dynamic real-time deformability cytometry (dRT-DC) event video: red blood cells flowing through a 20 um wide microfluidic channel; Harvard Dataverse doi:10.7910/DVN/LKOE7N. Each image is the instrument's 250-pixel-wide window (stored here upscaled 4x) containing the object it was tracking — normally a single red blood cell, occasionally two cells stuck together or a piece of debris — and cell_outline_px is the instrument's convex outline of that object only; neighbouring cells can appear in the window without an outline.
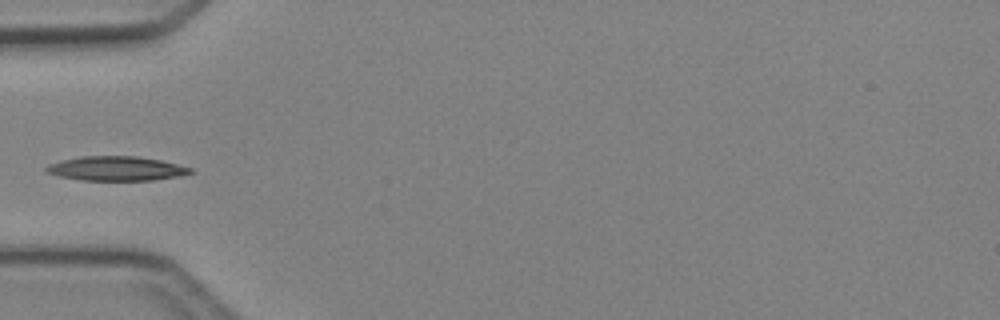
{"species": "Egyptian fruit bat (a non-hibernating species)", "species_latin": "Rousettus aegyptiacus", "temperature_condition": "cold", "stored_images_in_passage": 5, "camera_frame_rate_fps": 3000, "um_per_image_px": 0.085, "animal": {"sex": "female"}, "frame": {"image": 1, "passage_image": 4, "time_ms": 3.667, "image_size_px": [1000, 320], "cell_outline_px": [[196, 172], [180, 176], [152, 180], [80, 180], [60, 176], [44, 172], [44, 168], [48, 164], [60, 160], [80, 156], [136, 156], [160, 160], [192, 168]], "centroid_in_image_um": [9.86, 14.32], "position_along_channel_um": 75.1, "area_um2": 20.58}}
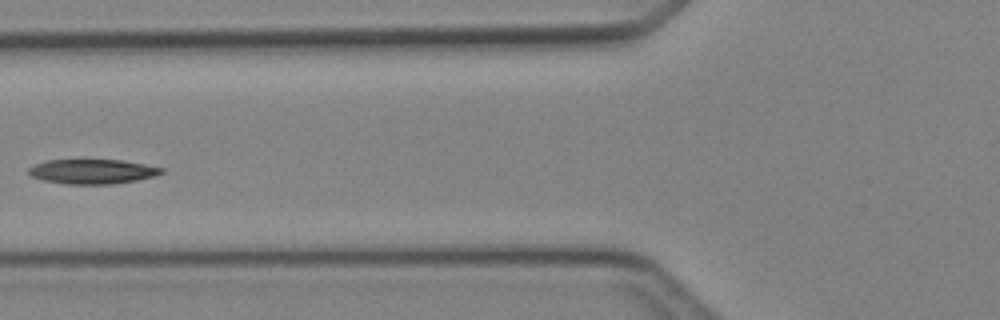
{"frame": {"image": 2, "passage_image": 5, "time_ms": 4.667, "image_size_px": [1000, 320], "cell_outline_px": [[164, 172], [152, 176], [136, 180], [112, 184], [64, 184], [44, 180], [32, 176], [28, 172], [28, 168], [36, 164], [48, 160], [120, 160], [144, 164], [164, 168]], "centroid_in_image_um": [7.85, 14.58], "position_along_channel_um": 118.0, "area_um2": 18.84}}